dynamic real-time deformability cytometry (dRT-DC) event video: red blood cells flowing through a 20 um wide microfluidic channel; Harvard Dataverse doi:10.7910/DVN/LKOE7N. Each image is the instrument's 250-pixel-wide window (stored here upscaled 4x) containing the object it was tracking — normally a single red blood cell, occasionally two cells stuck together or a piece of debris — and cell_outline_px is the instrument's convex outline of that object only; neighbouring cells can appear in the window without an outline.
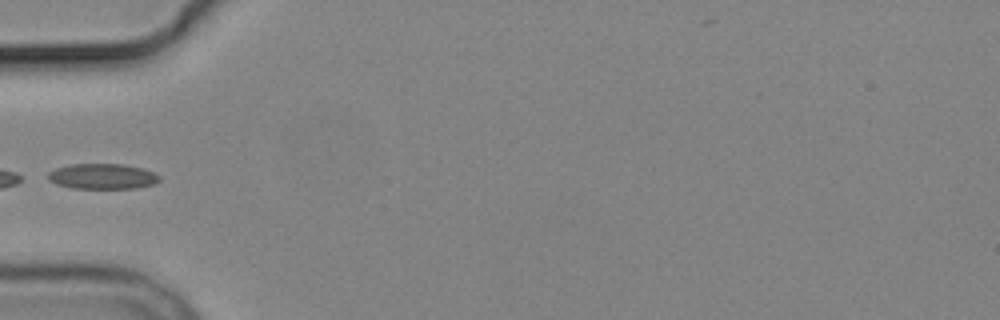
{"species": "common noctule bat (a hibernating species)", "species_latin": "Nyctalus noctula", "temperature_condition": "cold", "stored_images_in_passage": 6, "camera_frame_rate_fps": 3000, "um_per_image_px": 0.085, "animal": {"sex": "male", "body_mass_g": 19.2, "forearm_length_mm": 51.8}, "frame": {"image": 1, "passage_image": 4, "time_ms": 3.667, "image_size_px": [1000, 320], "cell_outline_px": [[160, 180], [152, 184], [136, 188], [72, 188], [56, 184], [48, 180], [48, 172], [56, 168], [72, 164], [124, 164], [144, 168], [160, 176]], "centroid_in_image_um": [8.7, 14.98], "position_along_channel_um": 76.3, "area_um2": 16.47}}
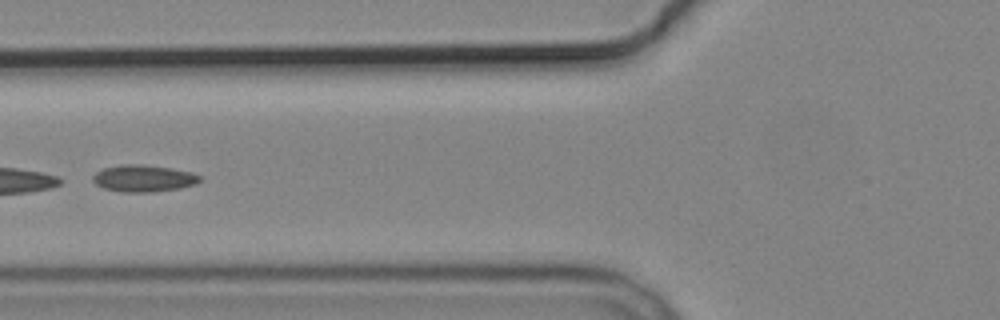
{"frame": {"image": 2, "passage_image": 5, "time_ms": 4.667, "image_size_px": [1000, 320], "cell_outline_px": [[200, 180], [196, 184], [180, 188], [152, 192], [124, 192], [104, 188], [96, 184], [92, 180], [92, 176], [96, 172], [104, 168], [120, 164], [144, 164], [172, 168], [192, 172], [200, 176]], "centroid_in_image_um": [12.2, 15.15], "position_along_channel_um": 113.6, "area_um2": 16.82}}
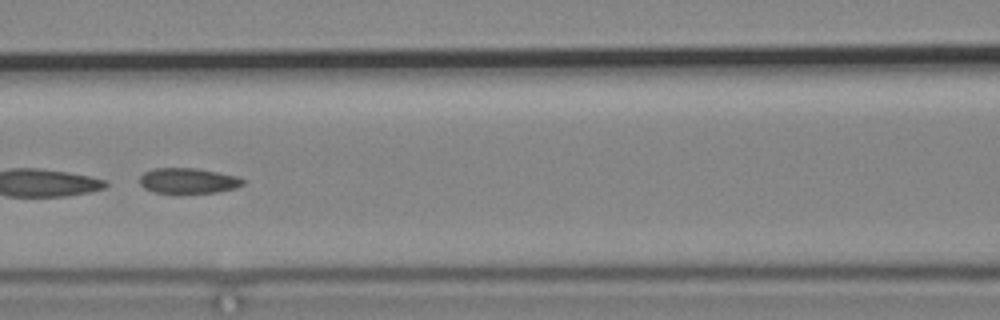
{"frame": {"image": 3, "passage_image": 6, "time_ms": 5.667, "image_size_px": [1000, 320], "cell_outline_px": [[244, 184], [236, 188], [216, 192], [156, 192], [144, 188], [140, 184], [140, 176], [144, 172], [152, 168], [196, 168], [236, 176], [244, 180]], "centroid_in_image_um": [15.98, 15.35], "position_along_channel_um": 150.6, "area_um2": 15.03}}